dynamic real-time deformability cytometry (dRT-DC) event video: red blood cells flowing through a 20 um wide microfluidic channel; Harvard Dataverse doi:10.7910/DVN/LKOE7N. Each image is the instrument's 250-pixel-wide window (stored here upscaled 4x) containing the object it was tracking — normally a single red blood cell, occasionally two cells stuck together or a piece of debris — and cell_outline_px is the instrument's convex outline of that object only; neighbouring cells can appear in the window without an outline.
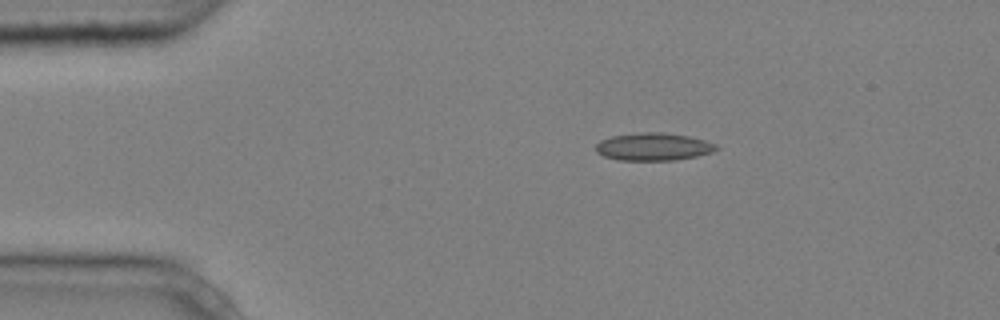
{"species": "common noctule bat (a hibernating species)", "species_latin": "Nyctalus noctula", "temperature_condition": "cold", "stored_images_in_passage": 6, "camera_frame_rate_fps": 3000, "um_per_image_px": 0.085, "animal": {"sex": "male", "body_mass_g": 20.4}, "frame": {"image": 1, "passage_image": 1, "time_ms": 0.0, "image_size_px": [1000, 320], "cell_outline_px": [[720, 148], [712, 152], [696, 156], [676, 160], [620, 160], [604, 156], [596, 152], [596, 144], [600, 140], [612, 136], [640, 132], [660, 132], [688, 136], [704, 140], [716, 144]], "centroid_in_image_um": [55.54, 12.47], "position_along_channel_um": 29.5, "area_um2": 19.36}}
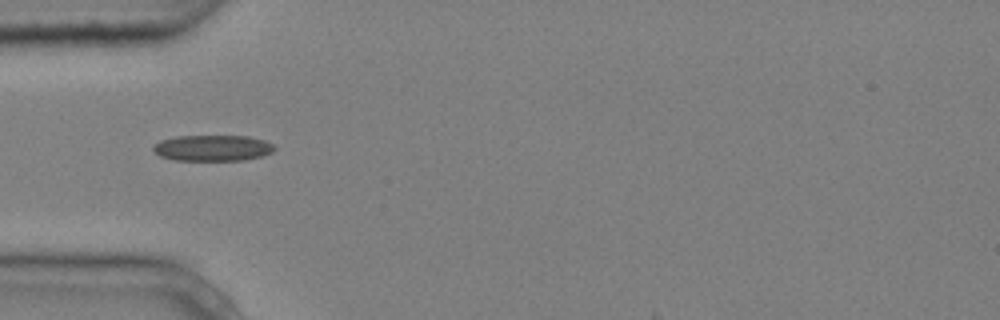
{"frame": {"image": 2, "passage_image": 3, "time_ms": 0.667, "image_size_px": [1000, 320], "cell_outline_px": [[276, 148], [272, 152], [260, 156], [244, 160], [172, 160], [160, 156], [152, 148], [160, 140], [176, 136], [248, 136], [264, 140], [272, 144]], "centroid_in_image_um": [18.07, 12.58], "position_along_channel_um": 66.9, "area_um2": 18.26}}
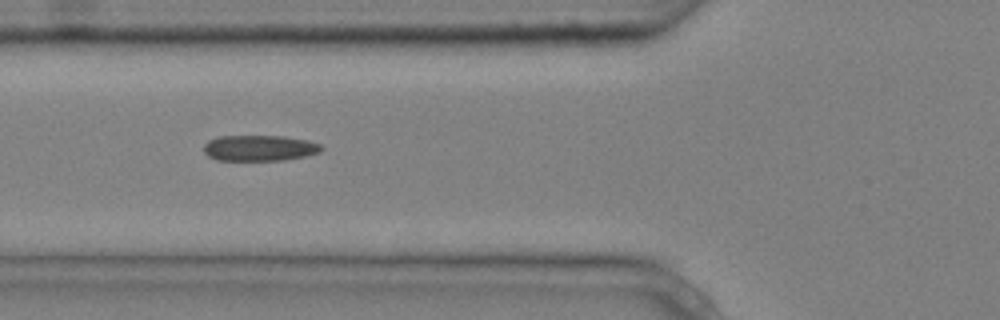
{"frame": {"image": 3, "passage_image": 4, "time_ms": 1.0, "image_size_px": [1000, 320], "cell_outline_px": [[324, 148], [320, 152], [304, 156], [284, 160], [216, 160], [208, 156], [204, 152], [204, 144], [208, 140], [220, 136], [284, 136], [308, 140], [320, 144]], "centroid_in_image_um": [22.05, 12.58], "position_along_channel_um": 103.7, "area_um2": 17.74}}